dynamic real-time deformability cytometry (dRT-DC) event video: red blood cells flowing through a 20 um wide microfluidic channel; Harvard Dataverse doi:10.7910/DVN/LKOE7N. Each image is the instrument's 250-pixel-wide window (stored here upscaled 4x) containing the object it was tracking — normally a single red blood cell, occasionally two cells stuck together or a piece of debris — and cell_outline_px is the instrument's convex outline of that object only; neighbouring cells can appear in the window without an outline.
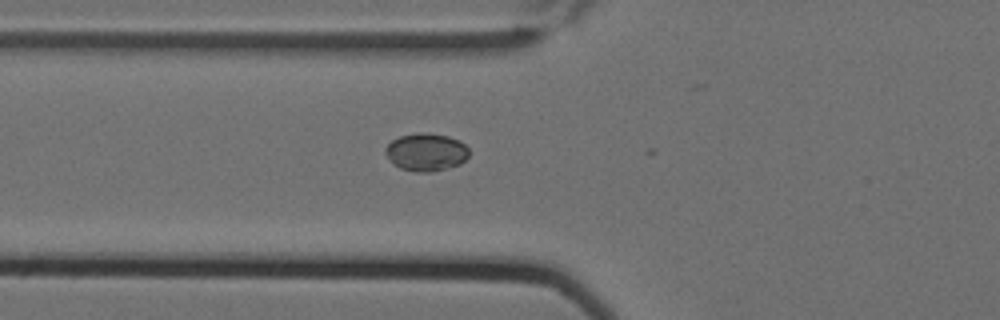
{"species": "Egyptian fruit bat (a non-hibernating species)", "species_latin": "Rousettus aegyptiacus", "temperature_condition": "cold", "stored_images_in_passage": 7, "camera_frame_rate_fps": 3000, "um_per_image_px": 0.085, "animal": {"sex": "female"}, "frame": {"image": 1, "passage_image": 7, "time_ms": 2.0, "image_size_px": [1000, 320], "cell_outline_px": [[468, 156], [460, 164], [432, 172], [416, 172], [400, 168], [392, 164], [384, 152], [384, 148], [392, 140], [400, 136], [416, 132], [424, 132], [448, 136], [460, 140], [468, 148]], "centroid_in_image_um": [36.19, 12.92], "position_along_channel_um": 89.6, "area_um2": 18.55}}